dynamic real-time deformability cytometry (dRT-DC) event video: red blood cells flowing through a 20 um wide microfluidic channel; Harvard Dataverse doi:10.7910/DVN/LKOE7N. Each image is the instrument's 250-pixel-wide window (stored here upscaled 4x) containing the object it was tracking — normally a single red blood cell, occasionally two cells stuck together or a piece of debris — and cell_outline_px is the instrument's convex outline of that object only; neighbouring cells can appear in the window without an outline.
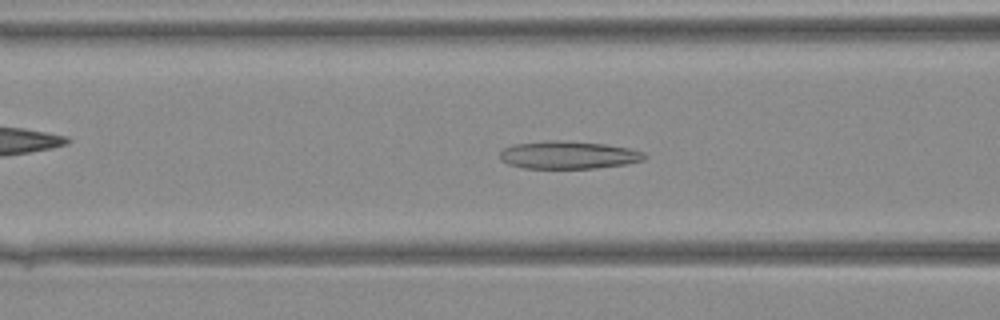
{"species": "Egyptian fruit bat (a non-hibernating species)", "species_latin": "Rousettus aegyptiacus", "temperature_condition": "warm", "stored_images_in_passage": 29, "camera_frame_rate_fps": 3000, "um_per_image_px": 0.085, "animal": {"sex": "female"}, "frame": {"image": 1, "passage_image": 5, "time_ms": 1.333, "image_size_px": [1000, 320], "cell_outline_px": [[648, 156], [644, 160], [624, 164], [596, 168], [524, 168], [508, 164], [500, 160], [500, 152], [504, 148], [512, 144], [548, 140], [564, 140], [604, 144], [628, 148], [644, 152]], "centroid_in_image_um": [48.29, 13.17], "position_along_channel_um": 118.3, "area_um2": 23.47}}
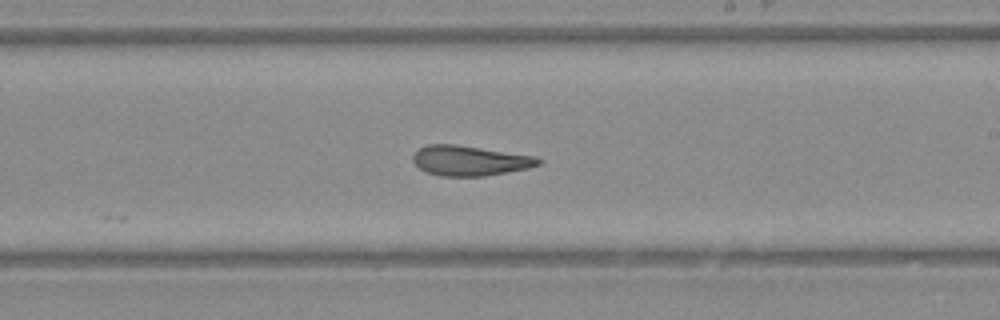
{"frame": {"image": 2, "passage_image": 13, "time_ms": 4.0, "image_size_px": [1000, 320], "cell_outline_px": [[540, 164], [528, 168], [484, 176], [440, 176], [424, 172], [412, 160], [412, 156], [420, 148], [428, 144], [456, 144], [536, 156], [540, 160]], "centroid_in_image_um": [39.91, 13.65], "position_along_channel_um": 249.1, "area_um2": 21.91}}
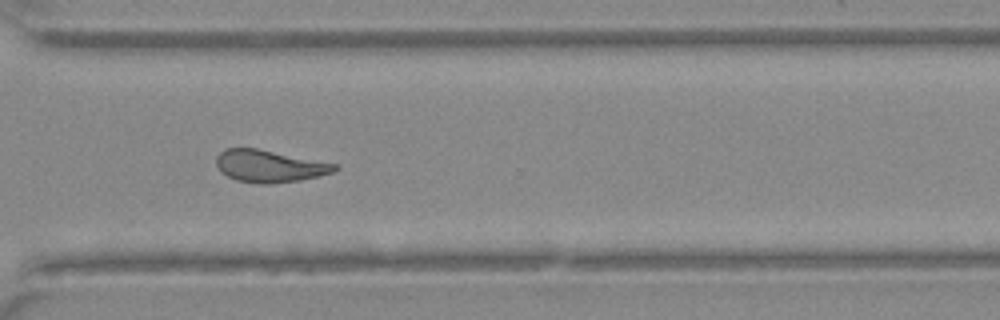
{"frame": {"image": 3, "passage_image": 19, "time_ms": 6.0, "image_size_px": [1000, 320], "cell_outline_px": [[340, 168], [332, 172], [300, 180], [268, 184], [264, 184], [236, 180], [220, 172], [216, 164], [216, 156], [224, 148], [256, 148], [336, 164]], "centroid_in_image_um": [22.85, 14.11], "position_along_channel_um": 347.7, "area_um2": 21.96}}